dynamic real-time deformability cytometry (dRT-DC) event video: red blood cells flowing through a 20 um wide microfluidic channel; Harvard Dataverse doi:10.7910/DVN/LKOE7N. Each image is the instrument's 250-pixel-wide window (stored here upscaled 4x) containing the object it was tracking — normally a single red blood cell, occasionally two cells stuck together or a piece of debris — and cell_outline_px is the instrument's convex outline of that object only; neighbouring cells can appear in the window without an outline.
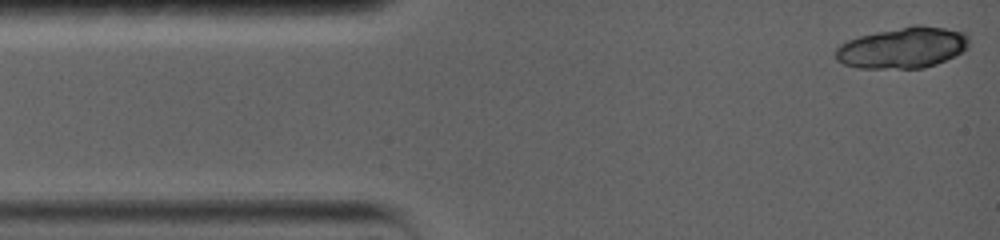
{"species": "common noctule bat (a hibernating species)", "species_latin": "Nyctalus noctula", "temperature_condition": "warm", "stored_images_in_passage": 13, "camera_frame_rate_fps": 5000, "um_per_image_px": 0.085, "animal": {"sex": "female", "body_mass_g": 19.0, "forearm_length_mm": 56.7}, "frame": {"image": 1, "passage_image": 1, "time_ms": 0.0, "image_size_px": [1000, 240], "cell_outline_px": [[968, 48], [936, 64], [924, 68], [856, 68], [844, 64], [836, 60], [836, 48], [840, 44], [848, 40], [860, 36], [876, 32], [912, 24], [920, 24], [968, 32]], "centroid_in_image_um": [76.73, 4.04], "position_along_channel_um": 8.3, "area_um2": 32.02}}